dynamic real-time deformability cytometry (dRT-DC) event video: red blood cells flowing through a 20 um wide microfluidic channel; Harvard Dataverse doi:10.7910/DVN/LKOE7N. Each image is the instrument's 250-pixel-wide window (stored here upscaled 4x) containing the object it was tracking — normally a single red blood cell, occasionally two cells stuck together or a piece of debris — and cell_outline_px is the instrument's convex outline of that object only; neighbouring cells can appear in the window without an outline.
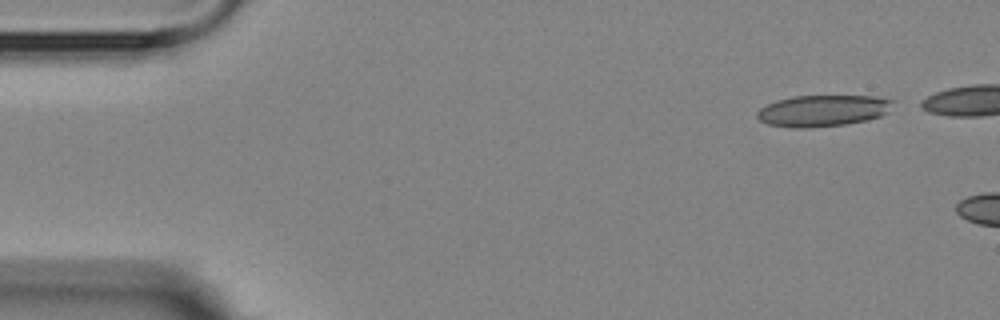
{"species": "Egyptian fruit bat (a non-hibernating species)", "species_latin": "Rousettus aegyptiacus", "temperature_condition": "room temperature", "stored_images_in_passage": 3, "camera_frame_rate_fps": 3000, "um_per_image_px": 0.085, "animal": {"sex": "female"}, "frame": {"image": 1, "passage_image": 1, "time_ms": 0.0, "image_size_px": [1000, 320], "cell_outline_px": [[896, 100], [888, 112], [880, 116], [868, 120], [844, 124], [808, 128], [792, 128], [768, 124], [760, 120], [756, 116], [756, 112], [760, 108], [776, 100], [792, 96], [872, 96]], "centroid_in_image_um": [69.94, 9.41], "position_along_channel_um": 15.1, "area_um2": 24.97}}